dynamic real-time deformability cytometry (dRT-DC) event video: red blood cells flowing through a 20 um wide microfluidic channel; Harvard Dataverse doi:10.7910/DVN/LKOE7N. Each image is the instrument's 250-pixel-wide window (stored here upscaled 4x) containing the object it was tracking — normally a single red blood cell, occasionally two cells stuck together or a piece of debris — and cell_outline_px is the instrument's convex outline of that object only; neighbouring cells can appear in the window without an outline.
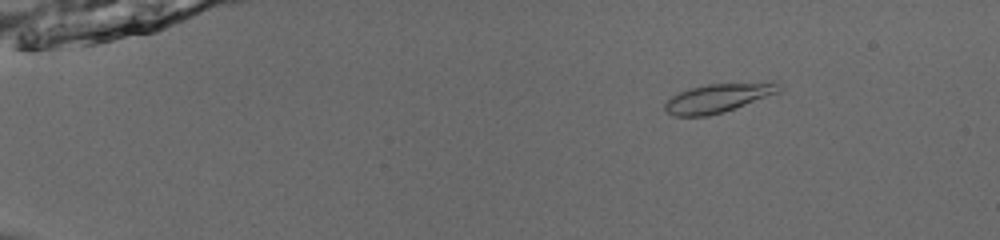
{"species": "common noctule bat (a hibernating species)", "species_latin": "Nyctalus noctula", "temperature_condition": "room temperature", "stored_images_in_passage": 53, "camera_frame_rate_fps": 3000, "um_per_image_px": 0.085, "animal": {"sex": "male", "body_mass_g": 13.0, "forearm_length_mm": 53.1}, "frame": {"image": 1, "passage_image": 9, "time_ms": 2.667, "image_size_px": [1000, 240], "cell_outline_px": [[784, 88], [780, 92], [736, 108], [724, 112], [708, 116], [672, 116], [664, 108], [664, 104], [672, 96], [680, 92], [692, 88], [708, 84], [768, 80], [776, 80]], "centroid_in_image_um": [61.17, 8.29], "position_along_channel_um": 23.8, "area_um2": 19.77}}
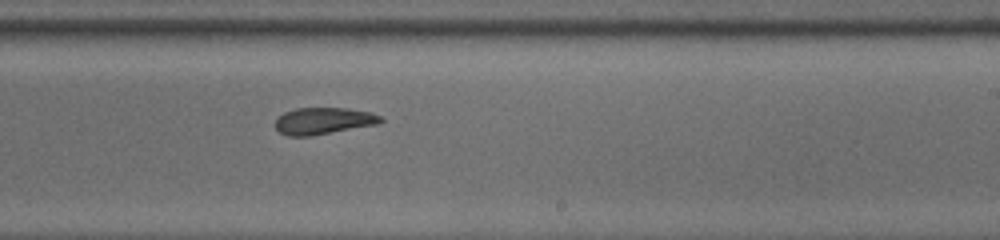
{"frame": {"image": 2, "passage_image": 35, "time_ms": 11.333, "image_size_px": [1000, 240], "cell_outline_px": [[384, 120], [376, 124], [308, 136], [288, 136], [280, 132], [276, 128], [276, 120], [284, 112], [296, 108], [348, 108], [372, 112], [380, 116]], "centroid_in_image_um": [27.49, 10.26], "position_along_channel_um": 261.5, "area_um2": 16.18}}
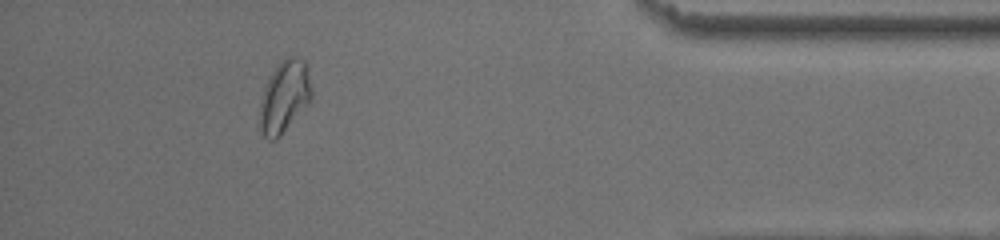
{"frame": {"image": 3, "passage_image": 49, "time_ms": 16.0, "image_size_px": [1000, 240], "cell_outline_px": [[312, 100], [280, 136], [276, 140], [268, 140], [264, 136], [260, 128], [260, 100], [268, 76], [280, 60], [284, 56], [296, 56], [304, 60], [308, 64], [312, 92]], "centroid_in_image_um": [24.19, 8.17], "position_along_channel_um": 411.0, "area_um2": 22.25}, "authors_computed_cell_mechanics": {"area_um2": 18.2648, "velocity_mm_per_s": 3.9396, "shape_relaxation_time_tau1_ms": 5.8094, "shape_relaxation_time_tau2_ms": 2.0813, "deformation_change_tau1": 0.1425, "deformation_change_tau2": 0.076}}